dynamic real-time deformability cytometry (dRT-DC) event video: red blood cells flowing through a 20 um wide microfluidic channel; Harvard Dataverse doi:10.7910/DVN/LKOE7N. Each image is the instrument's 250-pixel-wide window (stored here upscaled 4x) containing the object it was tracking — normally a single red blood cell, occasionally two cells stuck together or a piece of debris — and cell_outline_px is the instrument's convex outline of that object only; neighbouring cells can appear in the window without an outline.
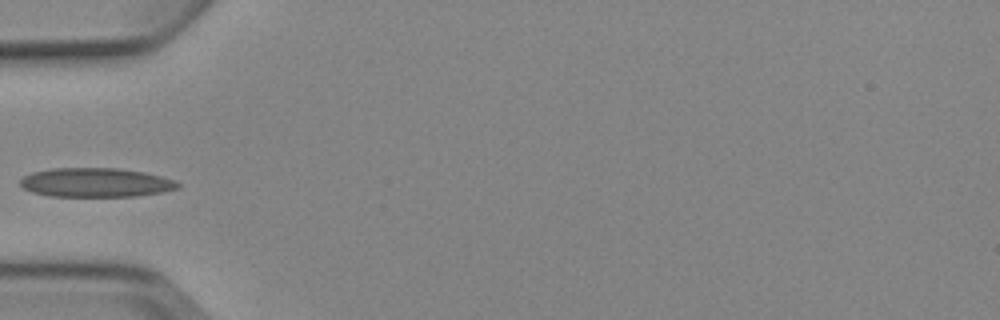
{"species": "Egyptian fruit bat (a non-hibernating species)", "species_latin": "Rousettus aegyptiacus", "temperature_condition": "cold", "stored_images_in_passage": 4, "camera_frame_rate_fps": 3000, "um_per_image_px": 0.085, "animal": {"sex": "female"}, "frame": {"image": 1, "passage_image": 3, "time_ms": 6.0, "image_size_px": [1000, 320], "cell_outline_px": [[180, 188], [164, 192], [136, 196], [52, 196], [32, 192], [24, 188], [20, 184], [20, 180], [24, 176], [32, 172], [52, 168], [116, 168], [144, 172], [176, 180], [180, 184]], "centroid_in_image_um": [8.17, 15.51], "position_along_channel_um": 76.8, "area_um2": 26.76}}
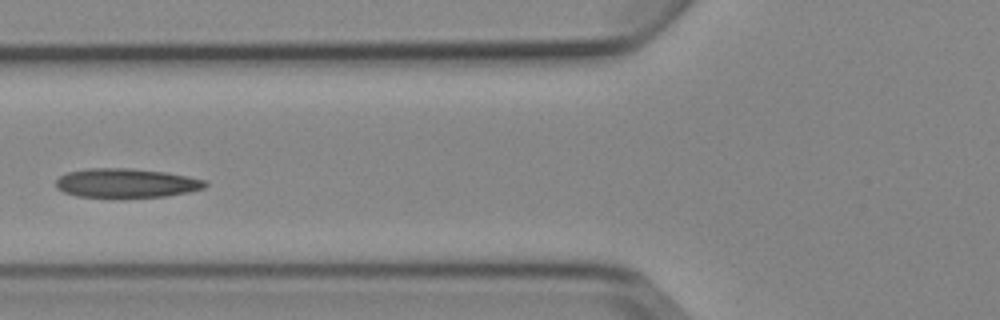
{"frame": {"image": 2, "passage_image": 4, "time_ms": 7.0, "image_size_px": [1000, 320], "cell_outline_px": [[208, 184], [204, 188], [188, 192], [168, 196], [76, 196], [64, 192], [56, 188], [56, 180], [60, 176], [68, 172], [88, 168], [128, 168], [168, 172], [208, 180]], "centroid_in_image_um": [10.77, 15.54], "position_along_channel_um": 115.0, "area_um2": 25.14}}